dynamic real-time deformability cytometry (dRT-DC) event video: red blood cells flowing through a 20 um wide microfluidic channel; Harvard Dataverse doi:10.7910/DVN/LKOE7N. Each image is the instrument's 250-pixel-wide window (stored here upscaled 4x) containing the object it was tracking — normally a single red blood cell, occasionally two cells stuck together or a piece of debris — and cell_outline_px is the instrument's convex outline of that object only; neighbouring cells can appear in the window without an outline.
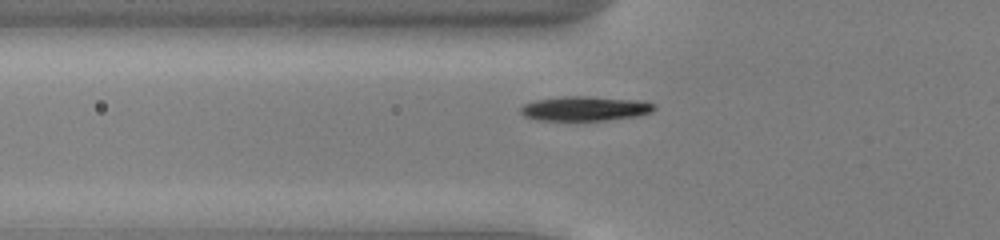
{"species": "common noctule bat (a hibernating species)", "species_latin": "Nyctalus noctula", "temperature_condition": "cold", "stored_images_in_passage": 48, "camera_frame_rate_fps": 3000, "um_per_image_px": 0.085, "animal": {"sex": "male", "body_mass_g": 13.0, "forearm_length_mm": 53.1}, "frame": {"image": 1, "passage_image": 14, "time_ms": 4.333, "image_size_px": [1000, 240], "cell_outline_px": [[656, 108], [652, 112], [636, 116], [604, 120], [540, 120], [524, 116], [520, 112], [520, 108], [524, 104], [536, 100], [564, 96], [584, 96], [640, 100], [656, 104]], "centroid_in_image_um": [49.74, 9.22], "position_along_channel_um": 76.1, "area_um2": 19.02}}
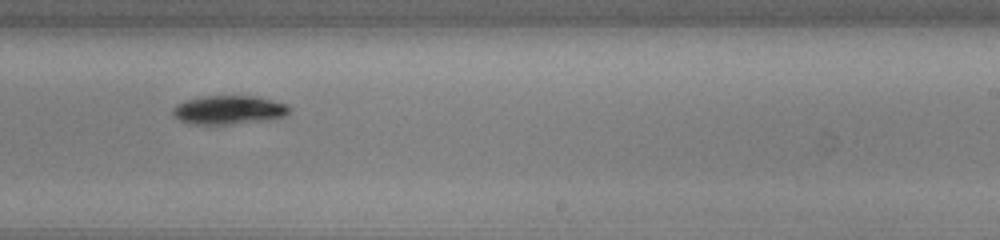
{"frame": {"image": 2, "passage_image": 29, "time_ms": 9.333, "image_size_px": [1000, 240], "cell_outline_px": [[292, 108], [284, 116], [272, 120], [232, 124], [192, 124], [180, 120], [172, 116], [172, 108], [176, 104], [184, 100], [204, 96], [256, 96], [288, 104]], "centroid_in_image_um": [19.45, 9.34], "position_along_channel_um": 269.5, "area_um2": 19.83}}
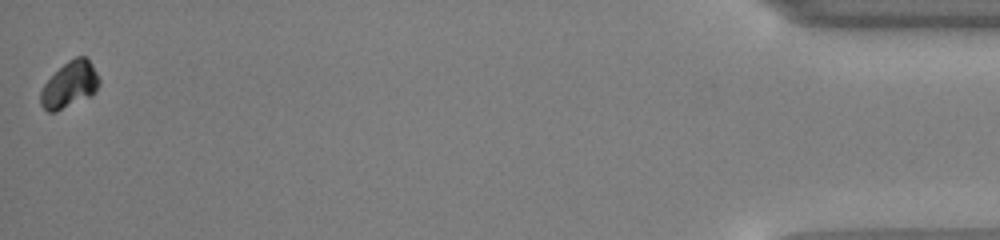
{"frame": {"image": 3, "passage_image": 48, "time_ms": 15.667, "image_size_px": [1000, 240], "cell_outline_px": [[100, 84], [96, 92], [92, 96], [56, 112], [48, 112], [40, 104], [40, 92], [44, 84], [68, 60], [76, 56], [84, 56], [88, 60], [96, 72], [100, 80]], "centroid_in_image_um": [5.93, 7.23], "position_along_channel_um": 429.3, "area_um2": 15.72}, "authors_computed_cell_mechanics": {"area_um2": 18.0047, "velocity_mm_per_s": 3.8792, "shape_relaxation_time_tau1_ms": 1.5981, "shape_relaxation_time_tau2_ms": null, "deformation_change_tau1": 0.0952, "deformation_change_tau2": null}}